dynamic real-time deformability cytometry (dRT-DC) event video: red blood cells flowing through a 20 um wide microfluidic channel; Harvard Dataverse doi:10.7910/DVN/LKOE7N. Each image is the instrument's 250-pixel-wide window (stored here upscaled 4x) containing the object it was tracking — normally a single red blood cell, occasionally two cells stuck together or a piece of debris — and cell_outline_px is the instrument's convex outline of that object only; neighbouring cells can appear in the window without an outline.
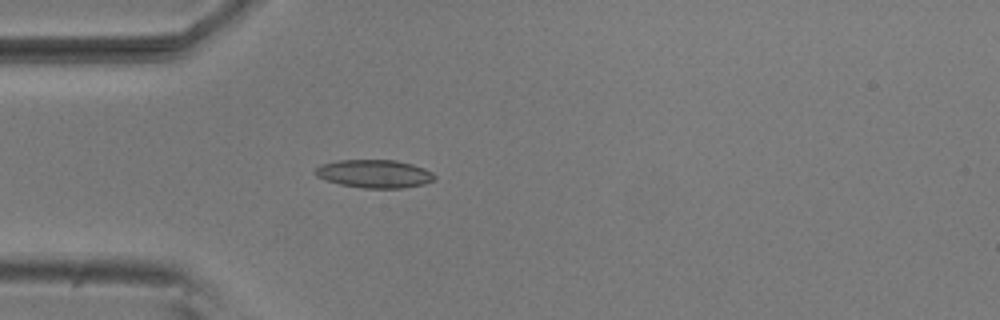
{"species": "common noctule bat (a hibernating species)", "species_latin": "Nyctalus noctula", "temperature_condition": "room temperature", "stored_images_in_passage": 4, "camera_frame_rate_fps": 3000, "um_per_image_px": 0.085, "animal": {"sex": "male", "body_mass_g": 20.5, "forearm_length_mm": 52.5}, "frame": {"image": 1, "passage_image": 4, "time_ms": 1.0, "image_size_px": [1000, 320], "cell_outline_px": [[436, 180], [424, 184], [404, 188], [364, 188], [340, 184], [316, 176], [316, 168], [320, 164], [340, 160], [396, 160], [412, 164], [424, 168], [432, 172], [436, 176]], "centroid_in_image_um": [31.87, 14.77], "position_along_channel_um": 53.1, "area_um2": 19.54}}